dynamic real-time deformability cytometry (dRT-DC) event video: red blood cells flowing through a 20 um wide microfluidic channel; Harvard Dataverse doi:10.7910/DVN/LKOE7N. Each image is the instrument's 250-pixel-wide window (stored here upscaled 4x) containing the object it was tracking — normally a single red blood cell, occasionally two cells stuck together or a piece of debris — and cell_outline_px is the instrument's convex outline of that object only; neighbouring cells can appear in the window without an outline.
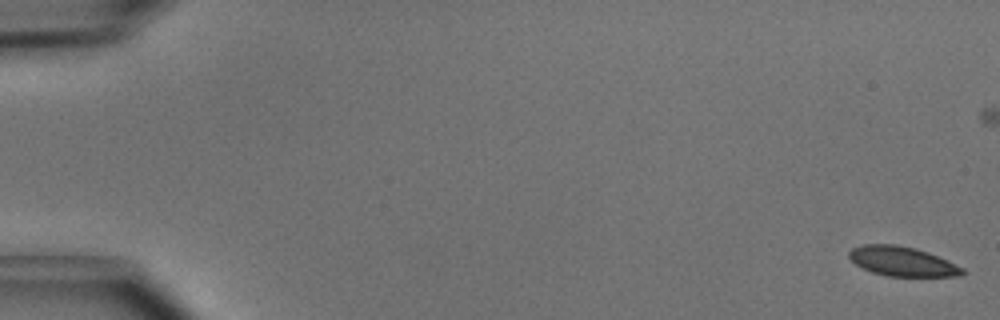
{"species": "common noctule bat (a hibernating species)", "species_latin": "Nyctalus noctula", "temperature_condition": "cold", "stored_images_in_passage": 5, "camera_frame_rate_fps": 3000, "um_per_image_px": 0.085, "animal": {"sex": "male", "body_mass_g": 15.6}, "frame": {"image": 1, "passage_image": 1, "time_ms": 0.0, "image_size_px": [1000, 320], "cell_outline_px": [[964, 272], [956, 276], [888, 276], [872, 272], [856, 264], [848, 256], [848, 252], [852, 248], [860, 244], [896, 244], [916, 248], [928, 252], [948, 260], [964, 268]], "centroid_in_image_um": [76.67, 22.2], "position_along_channel_um": 8.3, "area_um2": 19.48}}
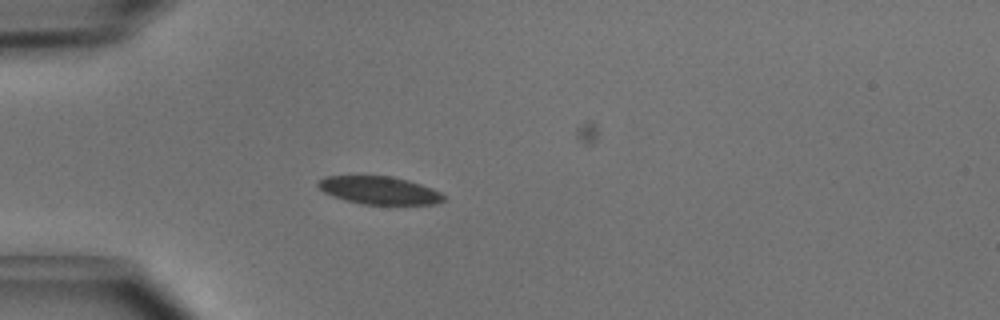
{"frame": {"image": 2, "passage_image": 4, "time_ms": 1.0, "image_size_px": [1000, 320], "cell_outline_px": [[444, 200], [436, 204], [364, 204], [344, 200], [332, 196], [324, 192], [316, 184], [324, 176], [392, 176], [408, 180], [432, 188], [440, 192], [444, 196]], "centroid_in_image_um": [32.23, 16.17], "position_along_channel_um": 52.8, "area_um2": 20.29}}